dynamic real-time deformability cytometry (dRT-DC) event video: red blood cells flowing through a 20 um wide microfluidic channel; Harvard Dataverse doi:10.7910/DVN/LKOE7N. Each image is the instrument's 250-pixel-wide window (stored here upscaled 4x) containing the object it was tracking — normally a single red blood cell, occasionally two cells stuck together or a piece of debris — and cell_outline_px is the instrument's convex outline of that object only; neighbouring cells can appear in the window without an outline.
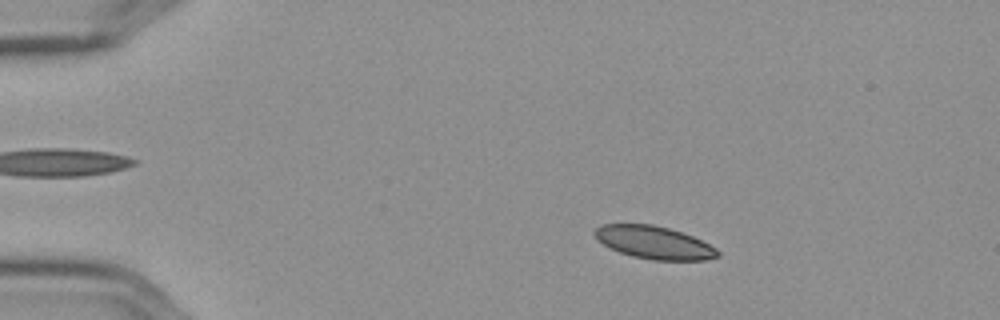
{"species": "Egyptian fruit bat (a non-hibernating species)", "species_latin": "Rousettus aegyptiacus", "temperature_condition": "cold", "stored_images_in_passage": 57, "camera_frame_rate_fps": 3000, "um_per_image_px": 0.085, "frame": {"image": 1, "passage_image": 10, "time_ms": 3.0, "image_size_px": [1000, 320], "cell_outline_px": [[720, 256], [708, 260], [652, 260], [632, 256], [620, 252], [596, 240], [592, 232], [600, 224], [652, 224], [668, 228], [692, 236], [716, 248], [720, 252]], "centroid_in_image_um": [55.58, 20.61], "position_along_channel_um": 29.4, "area_um2": 23.47}}
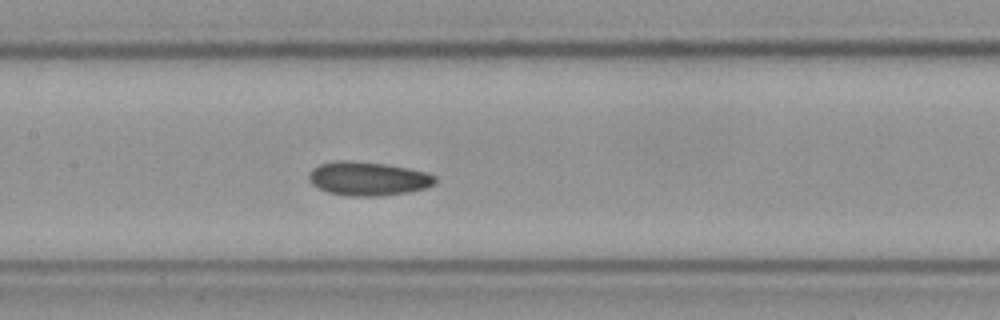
{"frame": {"image": 2, "passage_image": 28, "time_ms": 9.0, "image_size_px": [1000, 320], "cell_outline_px": [[436, 184], [424, 188], [408, 192], [380, 196], [348, 196], [328, 192], [312, 184], [308, 180], [308, 176], [312, 168], [320, 164], [340, 160], [344, 160], [384, 164], [408, 168], [424, 172], [436, 176]], "centroid_in_image_um": [31.27, 15.19], "position_along_channel_um": 176.1, "area_um2": 24.74}}
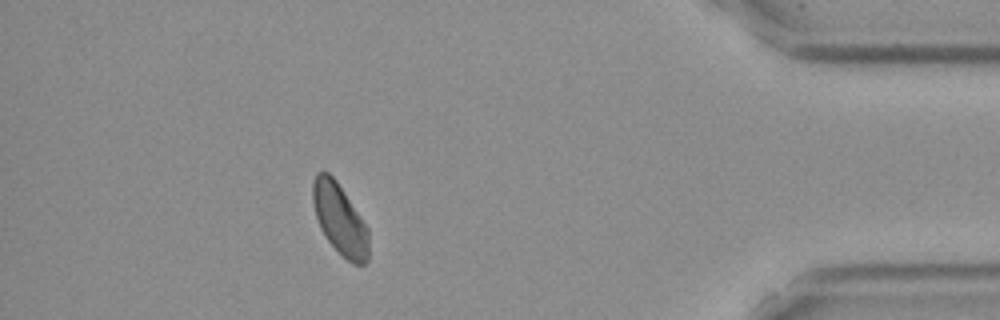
{"frame": {"image": 3, "passage_image": 51, "time_ms": 16.667, "image_size_px": [1000, 320], "cell_outline_px": [[368, 260], [364, 264], [352, 264], [324, 236], [320, 228], [312, 204], [312, 184], [316, 172], [328, 172], [336, 180], [368, 228]], "centroid_in_image_um": [28.86, 18.62], "position_along_channel_um": 406.3, "area_um2": 22.83}, "authors_computed_cell_mechanics": {"area_um2": 23.987, "velocity_mm_per_s": 3.5709, "shape_relaxation_time_tau1_ms": 7.2035, "shape_relaxation_time_tau2_ms": 3.087, "deformation_change_tau1": 0.1201, "deformation_change_tau2": 0.0822}}